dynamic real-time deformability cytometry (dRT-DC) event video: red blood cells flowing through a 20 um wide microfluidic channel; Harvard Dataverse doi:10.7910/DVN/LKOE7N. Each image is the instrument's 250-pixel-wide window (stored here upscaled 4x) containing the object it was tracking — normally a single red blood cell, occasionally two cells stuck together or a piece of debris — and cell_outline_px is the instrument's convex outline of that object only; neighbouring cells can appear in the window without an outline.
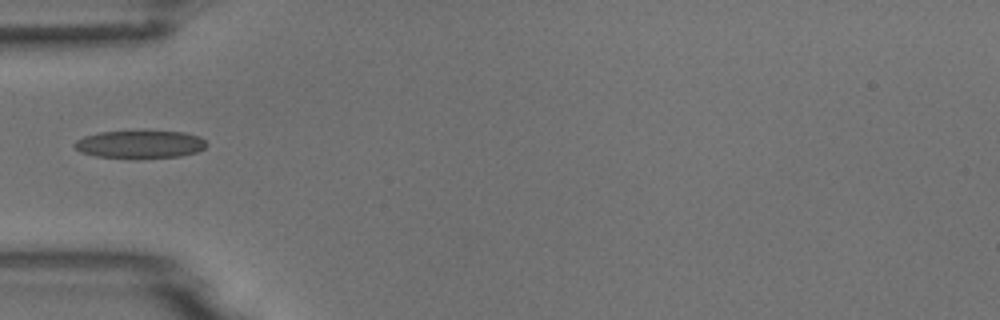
{"species": "common noctule bat (a hibernating species)", "species_latin": "Nyctalus noctula", "temperature_condition": "room temperature", "stored_images_in_passage": 6, "camera_frame_rate_fps": 3000, "um_per_image_px": 0.085, "animal": {"sex": "male", "body_mass_g": 18.8}, "frame": {"image": 1, "passage_image": 5, "time_ms": 4.667, "image_size_px": [1000, 320], "cell_outline_px": [[208, 144], [204, 148], [196, 152], [180, 156], [136, 160], [132, 160], [96, 156], [80, 152], [72, 144], [76, 140], [84, 136], [100, 132], [184, 132], [200, 136]], "centroid_in_image_um": [11.88, 12.31], "position_along_channel_um": 73.1, "area_um2": 21.73}}